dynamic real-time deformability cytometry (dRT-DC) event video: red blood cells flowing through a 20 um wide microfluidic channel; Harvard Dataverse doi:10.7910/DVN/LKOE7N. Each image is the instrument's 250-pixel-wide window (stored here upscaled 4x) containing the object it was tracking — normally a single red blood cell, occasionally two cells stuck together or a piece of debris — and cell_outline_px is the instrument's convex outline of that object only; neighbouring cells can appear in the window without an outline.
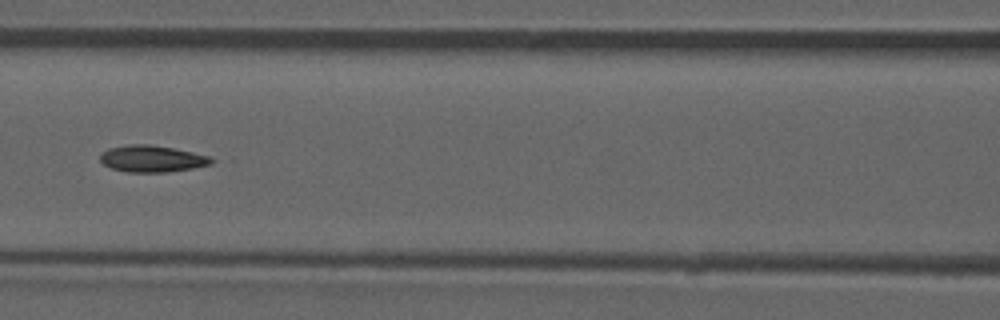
{"species": "common noctule bat (a hibernating species)", "species_latin": "Nyctalus noctula", "temperature_condition": "room temperature", "stored_images_in_passage": 52, "camera_frame_rate_fps": 3000, "um_per_image_px": 0.085, "animal": {"sex": "male", "forearm_length_mm": 52.5}, "frame": {"image": 1, "passage_image": 23, "time_ms": 7.333, "image_size_px": [1000, 320], "cell_outline_px": [[216, 160], [212, 164], [192, 168], [168, 172], [128, 172], [112, 168], [104, 164], [100, 160], [100, 152], [108, 148], [128, 144], [152, 144], [192, 152], [208, 156]], "centroid_in_image_um": [12.91, 13.48], "position_along_channel_um": 153.7, "area_um2": 17.34}, "authors_computed_cell_mechanics": {"area_um2": 17.1666, "velocity_mm_per_s": 3.9175, "shape_relaxation_time_tau1_ms": null, "shape_relaxation_time_tau2_ms": 3.9724, "deformation_change_tau1": null, "deformation_change_tau2": 0.0894}}